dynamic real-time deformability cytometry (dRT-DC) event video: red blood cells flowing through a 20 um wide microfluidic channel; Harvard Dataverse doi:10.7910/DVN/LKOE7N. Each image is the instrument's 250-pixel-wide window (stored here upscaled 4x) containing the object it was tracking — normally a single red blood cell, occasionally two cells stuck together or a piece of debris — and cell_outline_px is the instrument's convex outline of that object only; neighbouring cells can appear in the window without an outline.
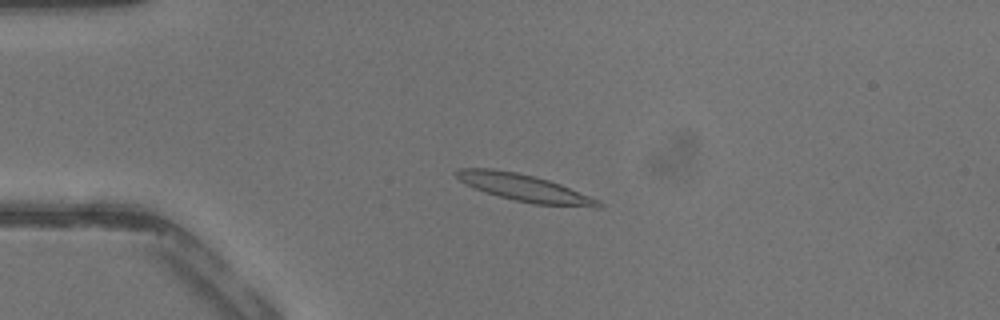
{"species": "common noctule bat (a hibernating species)", "species_latin": "Nyctalus noctula", "temperature_condition": "warm", "stored_images_in_passage": 40, "camera_frame_rate_fps": 3000, "um_per_image_px": 0.085, "animal": {"sex": "male", "body_mass_g": 13.3}, "frame": {"image": 1, "passage_image": 8, "time_ms": 2.333, "image_size_px": [1000, 320], "cell_outline_px": [[604, 204], [600, 208], [596, 208], [532, 204], [484, 192], [460, 180], [452, 172], [456, 168], [492, 168], [516, 172], [548, 180], [560, 184], [600, 200]], "centroid_in_image_um": [44.61, 15.98], "position_along_channel_um": 40.4, "area_um2": 22.43}}
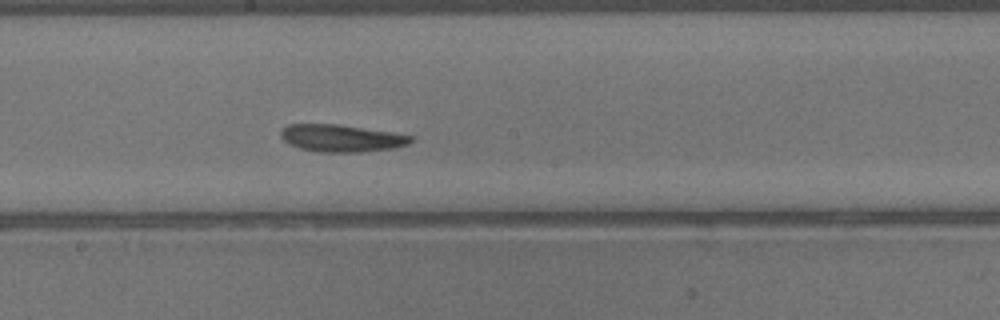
{"frame": {"image": 2, "passage_image": 21, "time_ms": 6.667, "image_size_px": [1000, 320], "cell_outline_px": [[412, 140], [408, 144], [396, 148], [360, 152], [320, 152], [300, 148], [288, 144], [280, 136], [280, 132], [288, 124], [336, 124], [388, 132], [412, 136]], "centroid_in_image_um": [28.98, 11.75], "position_along_channel_um": 219.2, "area_um2": 20.4}}
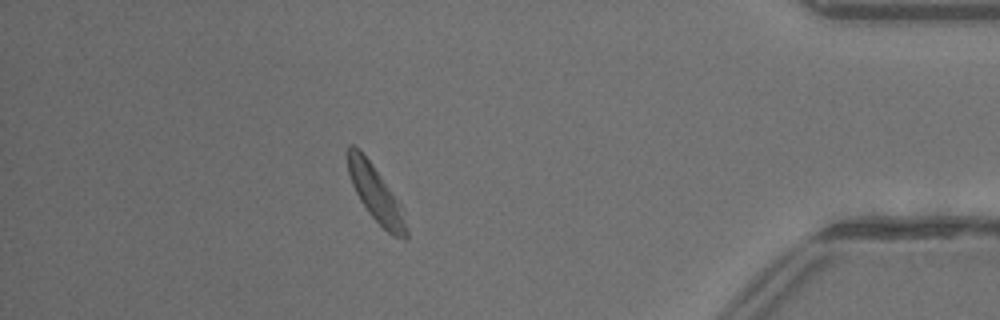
{"frame": {"image": 3, "passage_image": 35, "time_ms": 11.333, "image_size_px": [1000, 320], "cell_outline_px": [[408, 240], [404, 240], [392, 236], [368, 212], [360, 200], [352, 184], [348, 172], [344, 152], [348, 144], [352, 144], [360, 148], [372, 164], [404, 208], [408, 232]], "centroid_in_image_um": [31.93, 16.44], "position_along_channel_um": 403.3, "area_um2": 19.48}}